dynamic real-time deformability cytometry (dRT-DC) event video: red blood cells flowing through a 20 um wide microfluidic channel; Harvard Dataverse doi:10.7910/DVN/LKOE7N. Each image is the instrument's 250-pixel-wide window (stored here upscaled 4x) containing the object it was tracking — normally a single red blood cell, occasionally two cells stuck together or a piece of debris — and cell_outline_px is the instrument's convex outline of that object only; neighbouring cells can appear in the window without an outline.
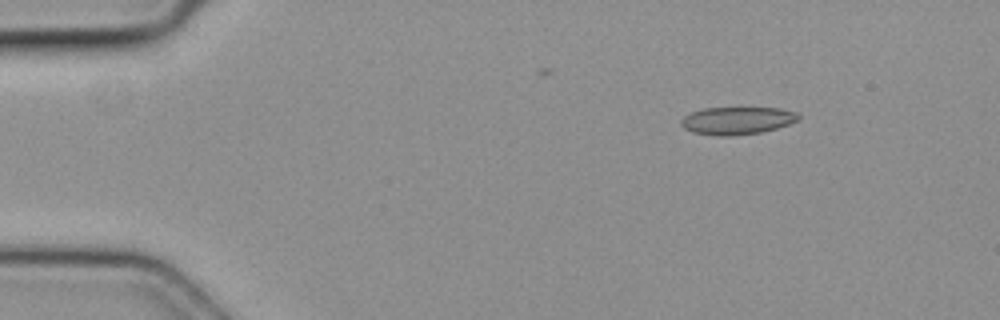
{"species": "common noctule bat (a hibernating species)", "species_latin": "Nyctalus noctula", "temperature_condition": "cold", "stored_images_in_passage": 6, "camera_frame_rate_fps": 3000, "um_per_image_px": 0.085, "animal": {"sex": "female", "body_mass_g": 19.3, "forearm_length_mm": 54.1}, "frame": {"image": 1, "passage_image": 2, "time_ms": 0.333, "image_size_px": [1000, 320], "cell_outline_px": [[800, 120], [776, 128], [760, 132], [732, 136], [716, 136], [692, 132], [684, 128], [680, 124], [680, 120], [684, 116], [692, 112], [704, 108], [780, 108], [796, 112], [800, 116]], "centroid_in_image_um": [62.64, 10.25], "position_along_channel_um": 22.4, "area_um2": 18.9}}
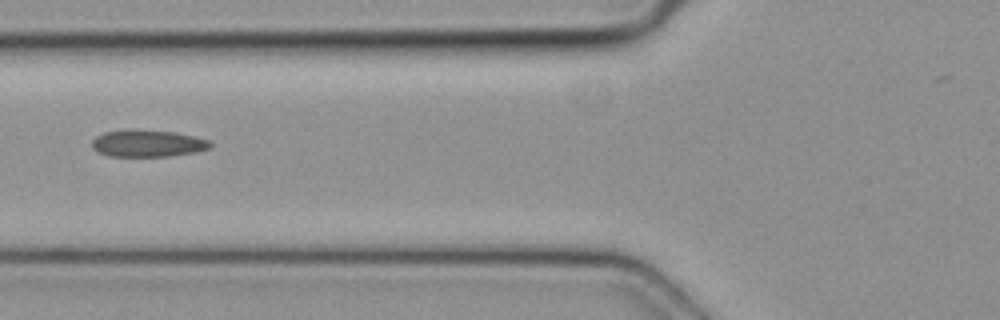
{"frame": {"image": 2, "passage_image": 5, "time_ms": 1.333, "image_size_px": [1000, 320], "cell_outline_px": [[212, 148], [196, 152], [172, 156], [108, 156], [92, 148], [92, 140], [96, 136], [104, 132], [176, 132], [196, 136], [208, 140], [212, 144]], "centroid_in_image_um": [12.63, 12.23], "position_along_channel_um": 113.2, "area_um2": 17.92}}
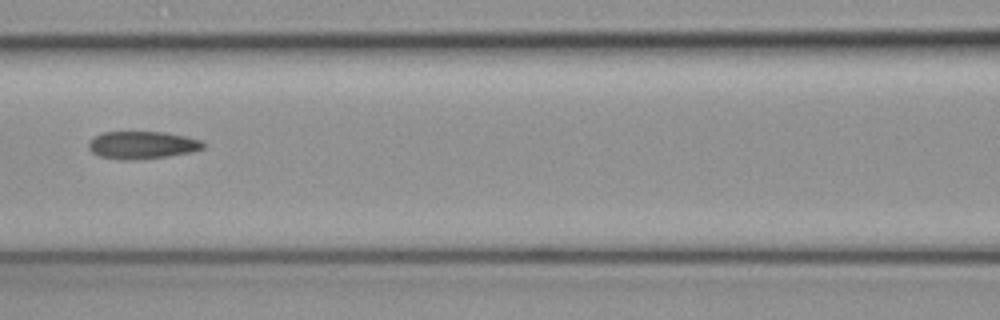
{"frame": {"image": 3, "passage_image": 6, "time_ms": 1.667, "image_size_px": [1000, 320], "cell_outline_px": [[208, 144], [204, 148], [192, 152], [168, 156], [136, 160], [120, 160], [100, 156], [92, 152], [88, 148], [88, 144], [96, 136], [104, 132], [164, 132], [204, 140]], "centroid_in_image_um": [12.15, 12.34], "position_along_channel_um": 154.4, "area_um2": 18.55}}